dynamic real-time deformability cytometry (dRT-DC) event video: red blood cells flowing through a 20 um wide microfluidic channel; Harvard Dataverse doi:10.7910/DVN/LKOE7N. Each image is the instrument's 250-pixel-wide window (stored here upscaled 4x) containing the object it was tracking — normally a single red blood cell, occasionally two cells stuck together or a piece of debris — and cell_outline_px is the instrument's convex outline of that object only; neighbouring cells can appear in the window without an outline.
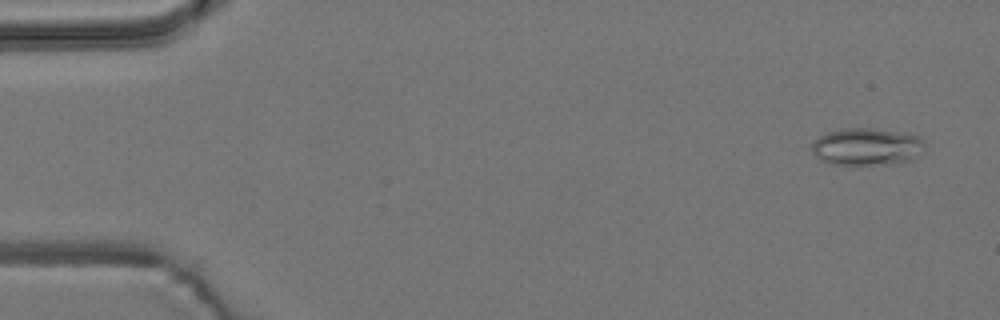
{"species": "common noctule bat (a hibernating species)", "species_latin": "Nyctalus noctula", "temperature_condition": "room temperature", "stored_images_in_passage": 4, "camera_frame_rate_fps": 3000, "um_per_image_px": 0.085, "animal": {"sex": "male", "body_mass_g": 19.2, "forearm_length_mm": 51.8}, "frame": {"image": 1, "passage_image": 1, "time_ms": 0.0, "image_size_px": [1000, 320], "cell_outline_px": [[924, 144], [912, 160], [892, 164], [832, 164], [820, 160], [812, 152], [812, 144], [820, 136], [828, 132], [844, 128], [876, 128], [920, 136], [924, 140]], "centroid_in_image_um": [73.66, 12.46], "position_along_channel_um": 11.3, "area_um2": 24.33}}